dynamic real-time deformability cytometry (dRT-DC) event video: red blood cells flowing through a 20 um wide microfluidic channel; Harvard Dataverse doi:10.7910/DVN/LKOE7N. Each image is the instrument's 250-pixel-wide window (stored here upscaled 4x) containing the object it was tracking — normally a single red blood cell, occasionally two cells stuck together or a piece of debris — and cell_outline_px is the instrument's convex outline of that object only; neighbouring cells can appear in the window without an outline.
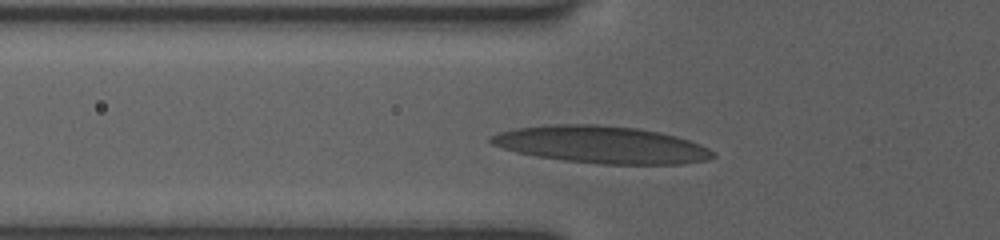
{"species": "human", "species_latin": "Homo sapiens", "temperature_condition": "room temperature", "stored_images_in_passage": 23, "camera_frame_rate_fps": 3000, "um_per_image_px": 0.085, "donor": {"sex": "female"}, "frame": {"image": 1, "passage_image": 9, "time_ms": 3.0, "image_size_px": [1000, 240], "cell_outline_px": [[716, 156], [708, 160], [684, 164], [600, 164], [564, 160], [536, 156], [516, 152], [492, 144], [488, 140], [488, 136], [500, 132], [516, 128], [556, 124], [596, 124], [636, 128], [676, 136], [700, 144], [708, 148]], "centroid_in_image_um": [51.12, 12.3], "position_along_channel_um": 74.7, "area_um2": 47.92}}
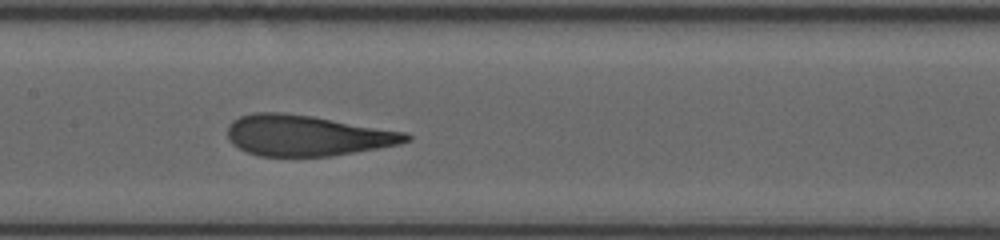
{"frame": {"image": 2, "passage_image": 15, "time_ms": 5.667, "image_size_px": [1000, 240], "cell_outline_px": [[412, 140], [400, 144], [380, 148], [332, 156], [260, 156], [248, 152], [232, 144], [228, 140], [228, 124], [232, 120], [240, 116], [256, 112], [280, 112], [312, 116], [408, 132], [412, 136]], "centroid_in_image_um": [26.12, 11.52], "position_along_channel_um": 181.3, "area_um2": 42.66}}
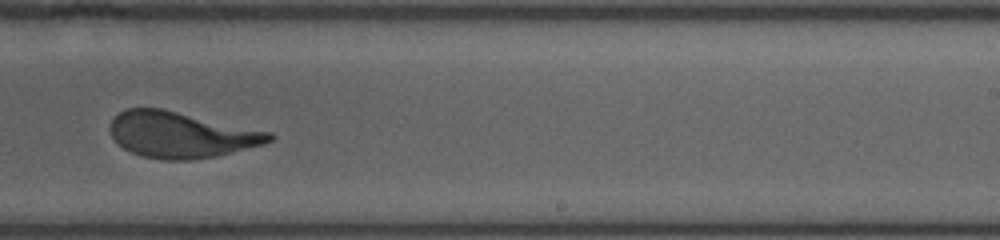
{"frame": {"image": 3, "passage_image": 21, "time_ms": 8.0, "image_size_px": [1000, 240], "cell_outline_px": [[276, 136], [272, 140], [264, 144], [216, 156], [192, 160], [160, 160], [140, 156], [124, 148], [112, 136], [108, 128], [112, 120], [120, 112], [128, 108], [164, 108], [272, 132]], "centroid_in_image_um": [15.41, 11.45], "position_along_channel_um": 273.6, "area_um2": 42.89}}